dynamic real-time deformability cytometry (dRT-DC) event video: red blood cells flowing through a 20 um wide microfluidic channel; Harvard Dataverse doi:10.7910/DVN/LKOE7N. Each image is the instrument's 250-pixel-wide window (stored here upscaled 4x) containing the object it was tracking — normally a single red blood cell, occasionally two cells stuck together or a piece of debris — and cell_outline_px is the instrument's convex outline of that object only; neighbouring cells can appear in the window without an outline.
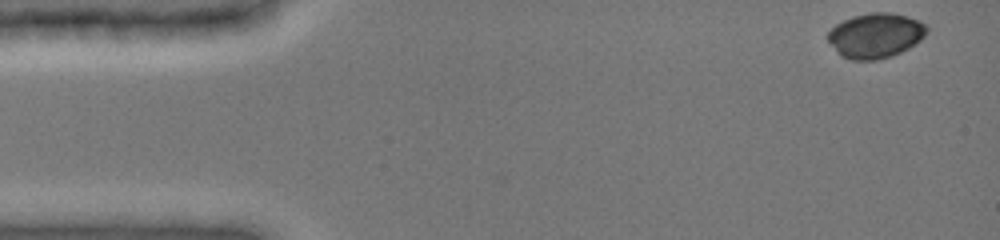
{"species": "common noctule bat (a hibernating species)", "species_latin": "Nyctalus noctula", "temperature_condition": "cold", "stored_images_in_passage": 44, "camera_frame_rate_fps": 3000, "um_per_image_px": 0.085, "animal": {"sex": "female", "body_mass_g": 19.0, "forearm_length_mm": 51.5}, "frame": {"image": 1, "passage_image": 1, "time_ms": 0.0, "image_size_px": [1000, 240], "cell_outline_px": [[928, 32], [920, 40], [908, 48], [892, 56], [876, 60], [852, 60], [840, 56], [836, 52], [828, 40], [828, 32], [836, 24], [852, 16], [872, 12], [892, 12], [908, 16], [920, 20], [928, 24]], "centroid_in_image_um": [74.44, 3.01], "position_along_channel_um": 10.6, "area_um2": 26.13}}
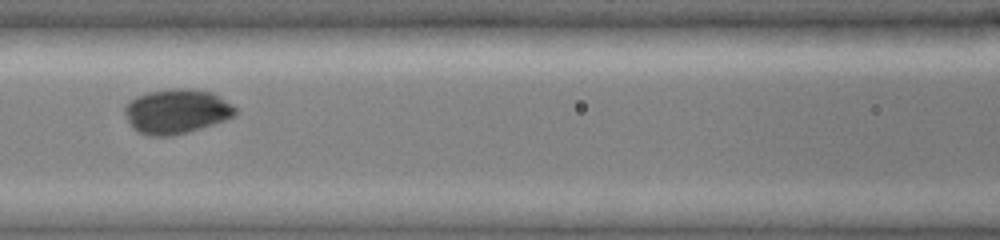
{"frame": {"image": 2, "passage_image": 20, "time_ms": 6.333, "image_size_px": [1000, 240], "cell_outline_px": [[236, 112], [232, 116], [224, 120], [188, 132], [172, 136], [148, 136], [132, 128], [128, 124], [124, 112], [124, 104], [128, 100], [136, 96], [148, 92], [168, 88], [196, 88], [212, 92], [220, 96], [232, 104], [236, 108]], "centroid_in_image_um": [14.96, 9.44], "position_along_channel_um": 151.6, "area_um2": 29.13}}
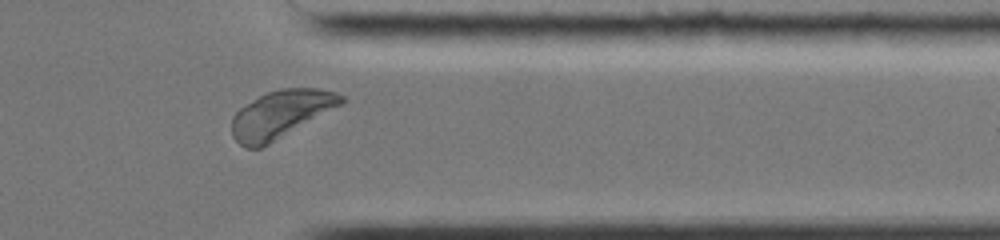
{"frame": {"image": 3, "passage_image": 38, "time_ms": 12.333, "image_size_px": [1000, 240], "cell_outline_px": [[348, 100], [344, 104], [268, 144], [260, 148], [244, 148], [232, 136], [232, 116], [240, 108], [252, 100], [268, 92], [280, 88], [320, 88], [336, 92], [344, 96]], "centroid_in_image_um": [23.9, 9.7], "position_along_channel_um": 387.5, "area_um2": 30.4}, "authors_computed_cell_mechanics": {"area_um2": 28.1775, "velocity_mm_per_s": 3.9265, "shape_relaxation_time_tau1_ms": 1.8781, "shape_relaxation_time_tau2_ms": null, "deformation_change_tau1": 0.1366, "deformation_change_tau2": null}}